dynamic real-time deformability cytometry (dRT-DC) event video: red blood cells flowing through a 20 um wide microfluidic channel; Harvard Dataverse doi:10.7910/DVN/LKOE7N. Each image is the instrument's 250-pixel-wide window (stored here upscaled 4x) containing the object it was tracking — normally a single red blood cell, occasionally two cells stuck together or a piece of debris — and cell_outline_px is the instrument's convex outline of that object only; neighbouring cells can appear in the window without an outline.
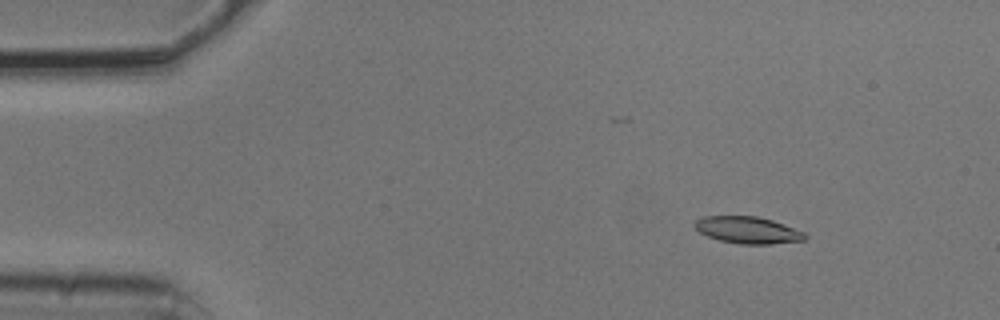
{"species": "common noctule bat (a hibernating species)", "species_latin": "Nyctalus noctula", "temperature_condition": "cold", "stored_images_in_passage": 4, "camera_frame_rate_fps": 3000, "um_per_image_px": 0.085, "animal": {"sex": "male", "body_mass_g": 20.5, "forearm_length_mm": 52.5}, "frame": {"image": 1, "passage_image": 2, "time_ms": 0.333, "image_size_px": [1000, 320], "cell_outline_px": [[808, 236], [804, 240], [772, 244], [740, 244], [720, 240], [708, 236], [700, 232], [692, 224], [696, 220], [704, 216], [756, 216], [772, 220], [804, 232]], "centroid_in_image_um": [63.55, 19.55], "position_along_channel_um": 21.4, "area_um2": 17.17}}